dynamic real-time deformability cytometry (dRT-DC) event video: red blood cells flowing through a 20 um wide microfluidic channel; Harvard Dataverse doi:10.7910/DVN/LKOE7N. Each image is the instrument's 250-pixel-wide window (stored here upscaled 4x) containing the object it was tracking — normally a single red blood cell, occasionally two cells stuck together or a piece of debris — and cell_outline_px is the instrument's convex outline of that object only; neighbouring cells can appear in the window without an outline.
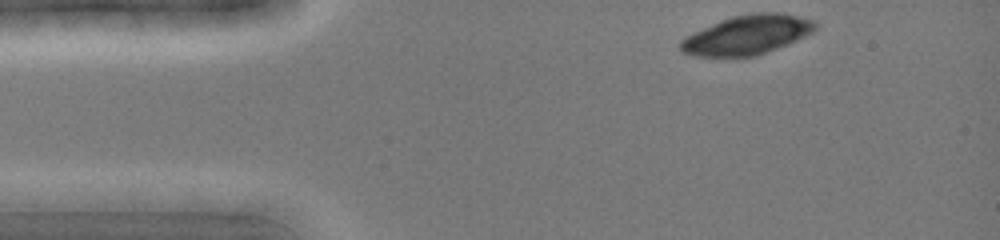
{"species": "common noctule bat (a hibernating species)", "species_latin": "Nyctalus noctula", "temperature_condition": "cold", "stored_images_in_passage": 42, "camera_frame_rate_fps": 3000, "um_per_image_px": 0.085, "animal": {"sex": "female", "body_mass_g": 19.0, "forearm_length_mm": 51.5}, "frame": {"image": 1, "passage_image": 1, "time_ms": 0.0, "image_size_px": [1000, 240], "cell_outline_px": [[816, 28], [812, 32], [788, 44], [756, 56], [692, 56], [684, 52], [680, 48], [680, 40], [684, 36], [692, 32], [732, 16], [752, 12], [780, 12], [816, 20]], "centroid_in_image_um": [63.5, 2.95], "position_along_channel_um": 21.5, "area_um2": 30.87}}